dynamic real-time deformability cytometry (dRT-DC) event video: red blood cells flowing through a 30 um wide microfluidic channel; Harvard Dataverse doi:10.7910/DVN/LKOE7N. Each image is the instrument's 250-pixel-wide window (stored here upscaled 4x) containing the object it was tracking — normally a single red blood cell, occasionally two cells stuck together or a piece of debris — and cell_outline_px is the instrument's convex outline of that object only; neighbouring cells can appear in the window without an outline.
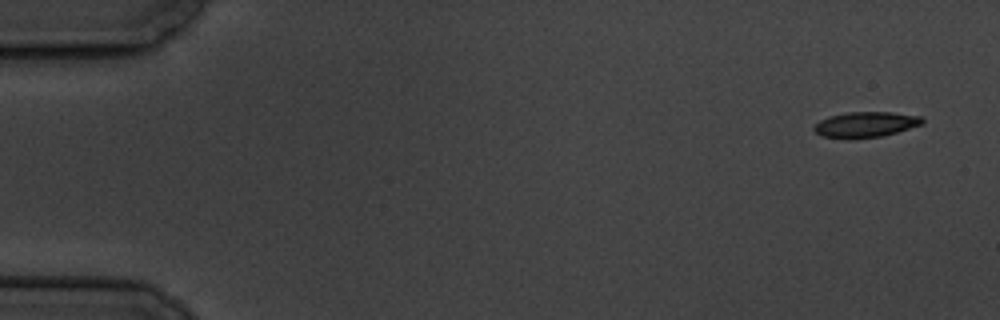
{"species": "common noctule bat (a hibernating species)", "species_latin": "Nyctalus noctula", "temperature_condition": "cold", "stored_images_in_passage": 6, "camera_frame_rate_fps": 3000, "um_per_image_px": 0.085, "animal": {"sex": "male", "body_mass_g": 19.5, "forearm_length_mm": 54.6}, "frame": {"image": 1, "passage_image": 1, "time_ms": 0.0, "image_size_px": [1000, 320], "cell_outline_px": [[924, 124], [896, 132], [880, 136], [848, 140], [844, 140], [820, 136], [812, 128], [820, 120], [828, 116], [848, 112], [892, 112], [924, 116]], "centroid_in_image_um": [73.56, 10.59], "position_along_channel_um": 11.4, "area_um2": 16.47}}
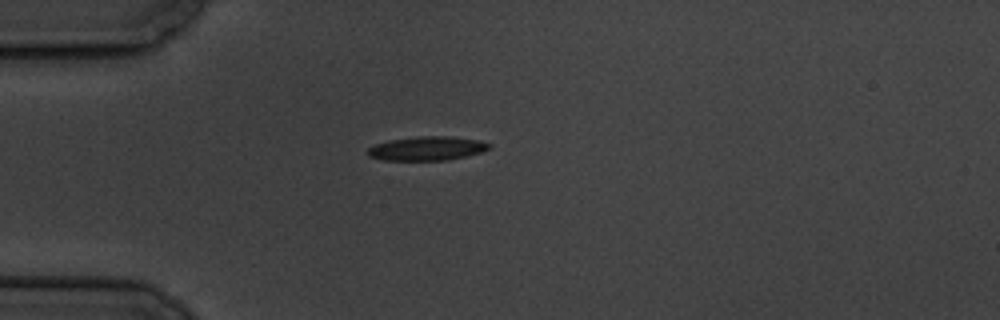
{"frame": {"image": 2, "passage_image": 4, "time_ms": 4.333, "image_size_px": [1000, 320], "cell_outline_px": [[492, 148], [480, 152], [448, 160], [384, 160], [368, 156], [368, 148], [376, 144], [388, 140], [420, 136], [448, 136], [480, 140], [492, 144]], "centroid_in_image_um": [36.32, 12.61], "position_along_channel_um": 48.7, "area_um2": 16.94}}
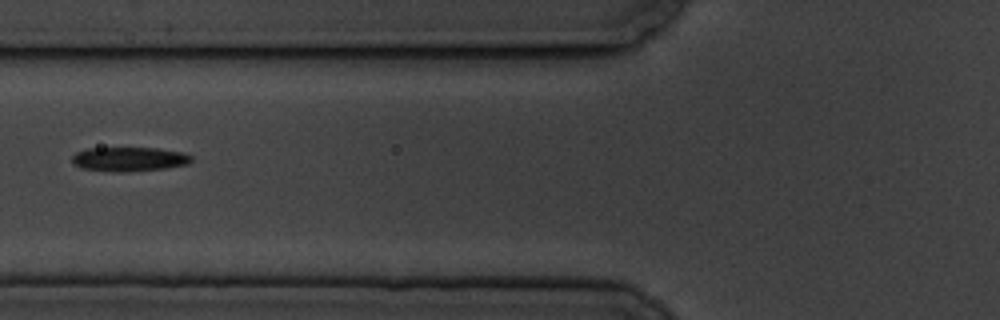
{"frame": {"image": 3, "passage_image": 6, "time_ms": 6.667, "image_size_px": [1000, 320], "cell_outline_px": [[192, 160], [188, 164], [168, 168], [120, 172], [116, 172], [80, 168], [72, 164], [72, 156], [76, 152], [88, 148], [156, 148], [184, 152], [192, 156]], "centroid_in_image_um": [10.98, 13.53], "position_along_channel_um": 114.8, "area_um2": 16.99}}